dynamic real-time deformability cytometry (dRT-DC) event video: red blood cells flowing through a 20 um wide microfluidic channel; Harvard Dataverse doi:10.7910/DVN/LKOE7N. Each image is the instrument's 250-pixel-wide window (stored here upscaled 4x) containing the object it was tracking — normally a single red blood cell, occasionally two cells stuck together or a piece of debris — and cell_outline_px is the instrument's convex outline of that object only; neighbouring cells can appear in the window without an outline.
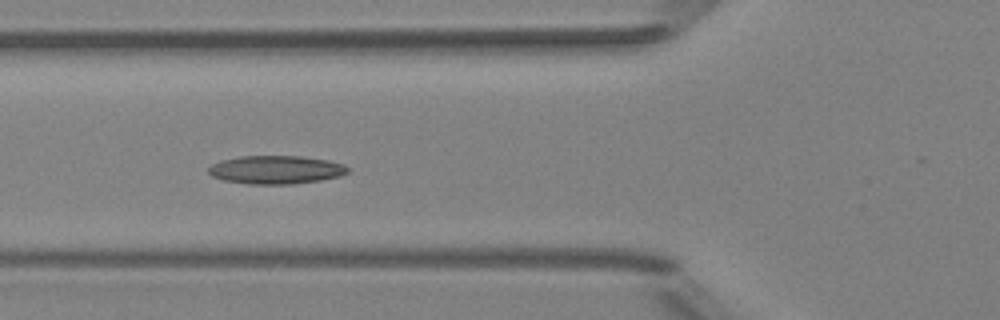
{"species": "Egyptian fruit bat (a non-hibernating species)", "species_latin": "Rousettus aegyptiacus", "temperature_condition": "room temperature", "stored_images_in_passage": 6, "camera_frame_rate_fps": 3000, "um_per_image_px": 0.085, "animal": {"sex": "female"}, "frame": {"image": 1, "passage_image": 6, "time_ms": 1.667, "image_size_px": [1000, 320], "cell_outline_px": [[348, 172], [340, 176], [320, 180], [292, 184], [248, 184], [224, 180], [212, 176], [208, 172], [208, 168], [212, 164], [220, 160], [240, 156], [300, 156], [328, 160], [344, 164], [348, 168]], "centroid_in_image_um": [23.44, 14.42], "position_along_channel_um": 102.4, "area_um2": 23.0}}